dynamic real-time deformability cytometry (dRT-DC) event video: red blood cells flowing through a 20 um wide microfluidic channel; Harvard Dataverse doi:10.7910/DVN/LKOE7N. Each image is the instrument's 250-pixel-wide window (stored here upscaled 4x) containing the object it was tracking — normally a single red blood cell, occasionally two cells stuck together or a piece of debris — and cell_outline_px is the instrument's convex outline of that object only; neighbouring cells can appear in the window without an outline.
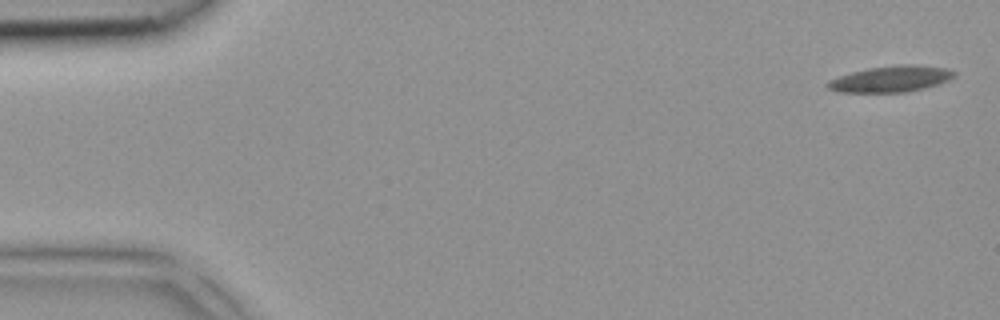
{"species": "common noctule bat (a hibernating species)", "species_latin": "Nyctalus noctula", "temperature_condition": "room temperature", "stored_images_in_passage": 5, "camera_frame_rate_fps": 3000, "um_per_image_px": 0.085, "animal": {"sex": "female", "body_mass_g": 18.4}, "frame": {"image": 1, "passage_image": 1, "time_ms": 0.0, "image_size_px": [1000, 320], "cell_outline_px": [[956, 76], [948, 80], [924, 88], [908, 92], [836, 92], [828, 88], [824, 84], [828, 80], [852, 72], [868, 68], [896, 64], [916, 64], [948, 68], [956, 72]], "centroid_in_image_um": [75.73, 6.7], "position_along_channel_um": 9.3, "area_um2": 19.48}}